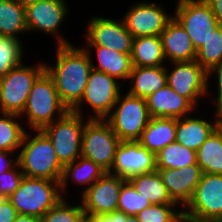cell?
<instances>
[{"mask_svg":"<svg viewBox=\"0 0 222 222\" xmlns=\"http://www.w3.org/2000/svg\"><path fill=\"white\" fill-rule=\"evenodd\" d=\"M14 222H40V219L32 215L18 214Z\"/></svg>","mask_w":222,"mask_h":222,"instance_id":"43","label":"cell"},{"mask_svg":"<svg viewBox=\"0 0 222 222\" xmlns=\"http://www.w3.org/2000/svg\"><path fill=\"white\" fill-rule=\"evenodd\" d=\"M131 61L136 67L165 66L166 58L160 36L133 38Z\"/></svg>","mask_w":222,"mask_h":222,"instance_id":"26","label":"cell"},{"mask_svg":"<svg viewBox=\"0 0 222 222\" xmlns=\"http://www.w3.org/2000/svg\"><path fill=\"white\" fill-rule=\"evenodd\" d=\"M182 216L178 204H151L136 215L139 222H179Z\"/></svg>","mask_w":222,"mask_h":222,"instance_id":"35","label":"cell"},{"mask_svg":"<svg viewBox=\"0 0 222 222\" xmlns=\"http://www.w3.org/2000/svg\"><path fill=\"white\" fill-rule=\"evenodd\" d=\"M126 222H139L136 216L126 214Z\"/></svg>","mask_w":222,"mask_h":222,"instance_id":"45","label":"cell"},{"mask_svg":"<svg viewBox=\"0 0 222 222\" xmlns=\"http://www.w3.org/2000/svg\"><path fill=\"white\" fill-rule=\"evenodd\" d=\"M23 62L0 78V112L20 115L25 108L34 82L45 71V63Z\"/></svg>","mask_w":222,"mask_h":222,"instance_id":"6","label":"cell"},{"mask_svg":"<svg viewBox=\"0 0 222 222\" xmlns=\"http://www.w3.org/2000/svg\"><path fill=\"white\" fill-rule=\"evenodd\" d=\"M218 127L222 130V120L219 119Z\"/></svg>","mask_w":222,"mask_h":222,"instance_id":"48","label":"cell"},{"mask_svg":"<svg viewBox=\"0 0 222 222\" xmlns=\"http://www.w3.org/2000/svg\"><path fill=\"white\" fill-rule=\"evenodd\" d=\"M88 54L96 52L98 63L91 62L92 69L107 73L116 80L128 81L132 72L131 53H120L102 46H83Z\"/></svg>","mask_w":222,"mask_h":222,"instance_id":"22","label":"cell"},{"mask_svg":"<svg viewBox=\"0 0 222 222\" xmlns=\"http://www.w3.org/2000/svg\"><path fill=\"white\" fill-rule=\"evenodd\" d=\"M85 118L87 121L82 133L81 155L108 172L121 140L105 119Z\"/></svg>","mask_w":222,"mask_h":222,"instance_id":"9","label":"cell"},{"mask_svg":"<svg viewBox=\"0 0 222 222\" xmlns=\"http://www.w3.org/2000/svg\"><path fill=\"white\" fill-rule=\"evenodd\" d=\"M128 82L131 84L127 92L133 96L147 98L163 88L166 84V65L158 67L133 66Z\"/></svg>","mask_w":222,"mask_h":222,"instance_id":"24","label":"cell"},{"mask_svg":"<svg viewBox=\"0 0 222 222\" xmlns=\"http://www.w3.org/2000/svg\"><path fill=\"white\" fill-rule=\"evenodd\" d=\"M173 17L183 26L198 50L220 24L205 0H177Z\"/></svg>","mask_w":222,"mask_h":222,"instance_id":"11","label":"cell"},{"mask_svg":"<svg viewBox=\"0 0 222 222\" xmlns=\"http://www.w3.org/2000/svg\"><path fill=\"white\" fill-rule=\"evenodd\" d=\"M117 81L107 73L92 69L84 94L80 102L71 111L84 115L82 113L84 111L83 105L87 104L88 109L92 110V115H89L88 119H105L122 92L120 88L122 83Z\"/></svg>","mask_w":222,"mask_h":222,"instance_id":"8","label":"cell"},{"mask_svg":"<svg viewBox=\"0 0 222 222\" xmlns=\"http://www.w3.org/2000/svg\"><path fill=\"white\" fill-rule=\"evenodd\" d=\"M211 7L218 23L222 26V0H205Z\"/></svg>","mask_w":222,"mask_h":222,"instance_id":"42","label":"cell"},{"mask_svg":"<svg viewBox=\"0 0 222 222\" xmlns=\"http://www.w3.org/2000/svg\"><path fill=\"white\" fill-rule=\"evenodd\" d=\"M20 40L11 36H0V78L24 62V48Z\"/></svg>","mask_w":222,"mask_h":222,"instance_id":"32","label":"cell"},{"mask_svg":"<svg viewBox=\"0 0 222 222\" xmlns=\"http://www.w3.org/2000/svg\"><path fill=\"white\" fill-rule=\"evenodd\" d=\"M150 205V201L138 193L128 180L123 182L119 193L118 211L127 215L136 216L140 211Z\"/></svg>","mask_w":222,"mask_h":222,"instance_id":"36","label":"cell"},{"mask_svg":"<svg viewBox=\"0 0 222 222\" xmlns=\"http://www.w3.org/2000/svg\"><path fill=\"white\" fill-rule=\"evenodd\" d=\"M167 66H173V69L168 70L170 68ZM166 81L167 85L187 98L196 108L199 100L208 96V74L196 60L166 65Z\"/></svg>","mask_w":222,"mask_h":222,"instance_id":"13","label":"cell"},{"mask_svg":"<svg viewBox=\"0 0 222 222\" xmlns=\"http://www.w3.org/2000/svg\"><path fill=\"white\" fill-rule=\"evenodd\" d=\"M60 181L24 176L19 187L8 198L18 214L39 219L61 199Z\"/></svg>","mask_w":222,"mask_h":222,"instance_id":"4","label":"cell"},{"mask_svg":"<svg viewBox=\"0 0 222 222\" xmlns=\"http://www.w3.org/2000/svg\"><path fill=\"white\" fill-rule=\"evenodd\" d=\"M219 117L222 120V102L217 106Z\"/></svg>","mask_w":222,"mask_h":222,"instance_id":"47","label":"cell"},{"mask_svg":"<svg viewBox=\"0 0 222 222\" xmlns=\"http://www.w3.org/2000/svg\"><path fill=\"white\" fill-rule=\"evenodd\" d=\"M16 1H18L23 6H27L29 4L35 3L40 0H16Z\"/></svg>","mask_w":222,"mask_h":222,"instance_id":"44","label":"cell"},{"mask_svg":"<svg viewBox=\"0 0 222 222\" xmlns=\"http://www.w3.org/2000/svg\"><path fill=\"white\" fill-rule=\"evenodd\" d=\"M65 196L62 198L56 205L49 209L42 218L40 222H83L84 219V210L79 201V204L76 202L68 203Z\"/></svg>","mask_w":222,"mask_h":222,"instance_id":"34","label":"cell"},{"mask_svg":"<svg viewBox=\"0 0 222 222\" xmlns=\"http://www.w3.org/2000/svg\"><path fill=\"white\" fill-rule=\"evenodd\" d=\"M197 152V164L203 173L222 175V130L217 127Z\"/></svg>","mask_w":222,"mask_h":222,"instance_id":"28","label":"cell"},{"mask_svg":"<svg viewBox=\"0 0 222 222\" xmlns=\"http://www.w3.org/2000/svg\"><path fill=\"white\" fill-rule=\"evenodd\" d=\"M106 171L96 164L91 159H88L84 156L78 157L75 161L66 164L63 167L62 176L60 179V191L62 197L67 195L68 184L70 183L85 185L83 186L82 193L87 190L95 181L100 179ZM85 188V189H84Z\"/></svg>","mask_w":222,"mask_h":222,"instance_id":"23","label":"cell"},{"mask_svg":"<svg viewBox=\"0 0 222 222\" xmlns=\"http://www.w3.org/2000/svg\"><path fill=\"white\" fill-rule=\"evenodd\" d=\"M171 199L183 209L191 200L203 174L198 164L180 169H157Z\"/></svg>","mask_w":222,"mask_h":222,"instance_id":"18","label":"cell"},{"mask_svg":"<svg viewBox=\"0 0 222 222\" xmlns=\"http://www.w3.org/2000/svg\"><path fill=\"white\" fill-rule=\"evenodd\" d=\"M156 169H180L197 164V152L173 142L155 154Z\"/></svg>","mask_w":222,"mask_h":222,"instance_id":"30","label":"cell"},{"mask_svg":"<svg viewBox=\"0 0 222 222\" xmlns=\"http://www.w3.org/2000/svg\"><path fill=\"white\" fill-rule=\"evenodd\" d=\"M18 114L0 112V151L19 152L26 130Z\"/></svg>","mask_w":222,"mask_h":222,"instance_id":"31","label":"cell"},{"mask_svg":"<svg viewBox=\"0 0 222 222\" xmlns=\"http://www.w3.org/2000/svg\"><path fill=\"white\" fill-rule=\"evenodd\" d=\"M24 33H28L25 6L16 0H0V36L19 38Z\"/></svg>","mask_w":222,"mask_h":222,"instance_id":"29","label":"cell"},{"mask_svg":"<svg viewBox=\"0 0 222 222\" xmlns=\"http://www.w3.org/2000/svg\"><path fill=\"white\" fill-rule=\"evenodd\" d=\"M155 154L139 141H121L117 147L111 169L107 172L125 180L133 176L156 171Z\"/></svg>","mask_w":222,"mask_h":222,"instance_id":"16","label":"cell"},{"mask_svg":"<svg viewBox=\"0 0 222 222\" xmlns=\"http://www.w3.org/2000/svg\"><path fill=\"white\" fill-rule=\"evenodd\" d=\"M68 111L59 97L53 78L45 70L34 82L25 108L19 116L27 118V123H24L31 130H41Z\"/></svg>","mask_w":222,"mask_h":222,"instance_id":"3","label":"cell"},{"mask_svg":"<svg viewBox=\"0 0 222 222\" xmlns=\"http://www.w3.org/2000/svg\"><path fill=\"white\" fill-rule=\"evenodd\" d=\"M56 50L55 65L45 63V70L53 78L62 103L72 110L84 94L92 55L73 44L60 45Z\"/></svg>","mask_w":222,"mask_h":222,"instance_id":"1","label":"cell"},{"mask_svg":"<svg viewBox=\"0 0 222 222\" xmlns=\"http://www.w3.org/2000/svg\"><path fill=\"white\" fill-rule=\"evenodd\" d=\"M18 211L8 198H0V222H14Z\"/></svg>","mask_w":222,"mask_h":222,"instance_id":"40","label":"cell"},{"mask_svg":"<svg viewBox=\"0 0 222 222\" xmlns=\"http://www.w3.org/2000/svg\"><path fill=\"white\" fill-rule=\"evenodd\" d=\"M183 215L201 222H222V175L203 173ZM187 210V211H186Z\"/></svg>","mask_w":222,"mask_h":222,"instance_id":"10","label":"cell"},{"mask_svg":"<svg viewBox=\"0 0 222 222\" xmlns=\"http://www.w3.org/2000/svg\"><path fill=\"white\" fill-rule=\"evenodd\" d=\"M166 62L192 61L197 50L183 26L173 17L160 34Z\"/></svg>","mask_w":222,"mask_h":222,"instance_id":"21","label":"cell"},{"mask_svg":"<svg viewBox=\"0 0 222 222\" xmlns=\"http://www.w3.org/2000/svg\"><path fill=\"white\" fill-rule=\"evenodd\" d=\"M86 121L83 115L69 110L63 117L41 129L50 139L63 166L81 156L82 133Z\"/></svg>","mask_w":222,"mask_h":222,"instance_id":"7","label":"cell"},{"mask_svg":"<svg viewBox=\"0 0 222 222\" xmlns=\"http://www.w3.org/2000/svg\"><path fill=\"white\" fill-rule=\"evenodd\" d=\"M214 107L215 118L211 121L205 120L198 116L192 117V113L182 118L176 119L175 142L187 147L188 149L197 151L212 132L218 127L219 112Z\"/></svg>","mask_w":222,"mask_h":222,"instance_id":"20","label":"cell"},{"mask_svg":"<svg viewBox=\"0 0 222 222\" xmlns=\"http://www.w3.org/2000/svg\"><path fill=\"white\" fill-rule=\"evenodd\" d=\"M175 134V118L151 117L138 141L143 147L156 154L170 143L175 142Z\"/></svg>","mask_w":222,"mask_h":222,"instance_id":"25","label":"cell"},{"mask_svg":"<svg viewBox=\"0 0 222 222\" xmlns=\"http://www.w3.org/2000/svg\"><path fill=\"white\" fill-rule=\"evenodd\" d=\"M145 99L150 116L155 118L178 119L196 109L187 98L180 96L167 84Z\"/></svg>","mask_w":222,"mask_h":222,"instance_id":"19","label":"cell"},{"mask_svg":"<svg viewBox=\"0 0 222 222\" xmlns=\"http://www.w3.org/2000/svg\"><path fill=\"white\" fill-rule=\"evenodd\" d=\"M150 118L146 99L127 92L120 93L105 120L121 141H138Z\"/></svg>","mask_w":222,"mask_h":222,"instance_id":"5","label":"cell"},{"mask_svg":"<svg viewBox=\"0 0 222 222\" xmlns=\"http://www.w3.org/2000/svg\"><path fill=\"white\" fill-rule=\"evenodd\" d=\"M125 179L105 173L81 193L84 215L107 214L118 210V199Z\"/></svg>","mask_w":222,"mask_h":222,"instance_id":"17","label":"cell"},{"mask_svg":"<svg viewBox=\"0 0 222 222\" xmlns=\"http://www.w3.org/2000/svg\"><path fill=\"white\" fill-rule=\"evenodd\" d=\"M26 131L18 152V164L24 176L60 181L63 165L57 158L53 145L42 130Z\"/></svg>","mask_w":222,"mask_h":222,"instance_id":"2","label":"cell"},{"mask_svg":"<svg viewBox=\"0 0 222 222\" xmlns=\"http://www.w3.org/2000/svg\"><path fill=\"white\" fill-rule=\"evenodd\" d=\"M24 177L19 164L13 169L0 175V198H9L11 194L19 187Z\"/></svg>","mask_w":222,"mask_h":222,"instance_id":"37","label":"cell"},{"mask_svg":"<svg viewBox=\"0 0 222 222\" xmlns=\"http://www.w3.org/2000/svg\"><path fill=\"white\" fill-rule=\"evenodd\" d=\"M83 222H126V214L117 210L107 214L84 215Z\"/></svg>","mask_w":222,"mask_h":222,"instance_id":"38","label":"cell"},{"mask_svg":"<svg viewBox=\"0 0 222 222\" xmlns=\"http://www.w3.org/2000/svg\"><path fill=\"white\" fill-rule=\"evenodd\" d=\"M128 181L151 204H177L171 199L157 170L133 176Z\"/></svg>","mask_w":222,"mask_h":222,"instance_id":"27","label":"cell"},{"mask_svg":"<svg viewBox=\"0 0 222 222\" xmlns=\"http://www.w3.org/2000/svg\"><path fill=\"white\" fill-rule=\"evenodd\" d=\"M173 18L159 3L139 1L132 4L123 14L127 30L133 38L160 36L167 23Z\"/></svg>","mask_w":222,"mask_h":222,"instance_id":"15","label":"cell"},{"mask_svg":"<svg viewBox=\"0 0 222 222\" xmlns=\"http://www.w3.org/2000/svg\"><path fill=\"white\" fill-rule=\"evenodd\" d=\"M207 74H208V93H207V95H209V96H210L209 92H211V91H209V87H210L209 80L211 79V76L213 77V75L216 74L214 76H216L215 78H216V84H217L216 89L217 90L215 92L217 95H215L216 98L213 100H215V102H216L215 107H217L222 102V62L220 64L213 66L207 72Z\"/></svg>","mask_w":222,"mask_h":222,"instance_id":"39","label":"cell"},{"mask_svg":"<svg viewBox=\"0 0 222 222\" xmlns=\"http://www.w3.org/2000/svg\"><path fill=\"white\" fill-rule=\"evenodd\" d=\"M179 222H201V221L193 220L183 215Z\"/></svg>","mask_w":222,"mask_h":222,"instance_id":"46","label":"cell"},{"mask_svg":"<svg viewBox=\"0 0 222 222\" xmlns=\"http://www.w3.org/2000/svg\"><path fill=\"white\" fill-rule=\"evenodd\" d=\"M207 72L222 62V26L219 25L197 50L195 59Z\"/></svg>","mask_w":222,"mask_h":222,"instance_id":"33","label":"cell"},{"mask_svg":"<svg viewBox=\"0 0 222 222\" xmlns=\"http://www.w3.org/2000/svg\"><path fill=\"white\" fill-rule=\"evenodd\" d=\"M16 154L18 153L9 152V151H0V175L2 173H5L13 169L18 164V155Z\"/></svg>","mask_w":222,"mask_h":222,"instance_id":"41","label":"cell"},{"mask_svg":"<svg viewBox=\"0 0 222 222\" xmlns=\"http://www.w3.org/2000/svg\"><path fill=\"white\" fill-rule=\"evenodd\" d=\"M66 0H40L25 6V23L28 33L35 30L54 36L56 46L72 44L60 34V27L69 14Z\"/></svg>","mask_w":222,"mask_h":222,"instance_id":"12","label":"cell"},{"mask_svg":"<svg viewBox=\"0 0 222 222\" xmlns=\"http://www.w3.org/2000/svg\"><path fill=\"white\" fill-rule=\"evenodd\" d=\"M86 27L84 46H102L120 53H131L133 36L123 18L90 17Z\"/></svg>","mask_w":222,"mask_h":222,"instance_id":"14","label":"cell"}]
</instances>
